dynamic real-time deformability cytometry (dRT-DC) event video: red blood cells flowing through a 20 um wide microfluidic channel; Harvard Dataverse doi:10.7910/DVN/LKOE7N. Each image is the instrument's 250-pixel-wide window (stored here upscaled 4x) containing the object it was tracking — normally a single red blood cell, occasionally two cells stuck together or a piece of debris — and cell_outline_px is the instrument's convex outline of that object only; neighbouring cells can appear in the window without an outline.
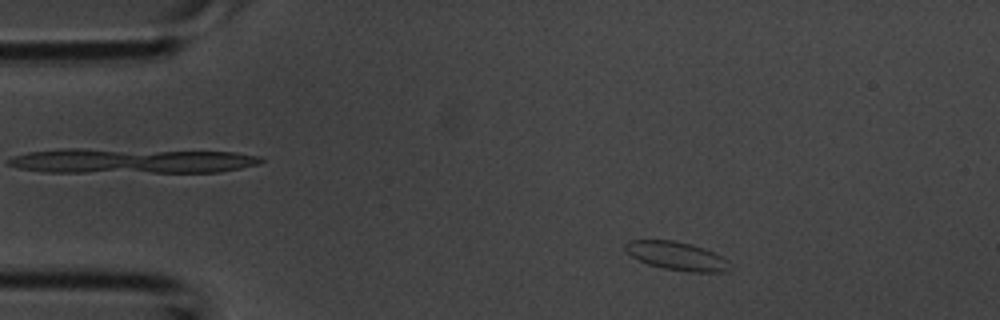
{"species": "common noctule bat (a hibernating species)", "species_latin": "Nyctalus noctula", "temperature_condition": "room temperature", "stored_images_in_passage": 39, "camera_frame_rate_fps": 3000, "um_per_image_px": 0.085, "animal": {"sex": "male", "body_mass_g": 20.1, "forearm_length_mm": 53.5}, "frame": {"image": 1, "passage_image": 4, "time_ms": 1.0, "image_size_px": [1000, 320], "cell_outline_px": [[732, 268], [724, 272], [688, 272], [664, 268], [648, 264], [624, 252], [624, 244], [628, 240], [676, 240], [692, 244], [704, 248], [728, 260]], "centroid_in_image_um": [57.51, 21.75], "position_along_channel_um": 27.5, "area_um2": 17.46}}
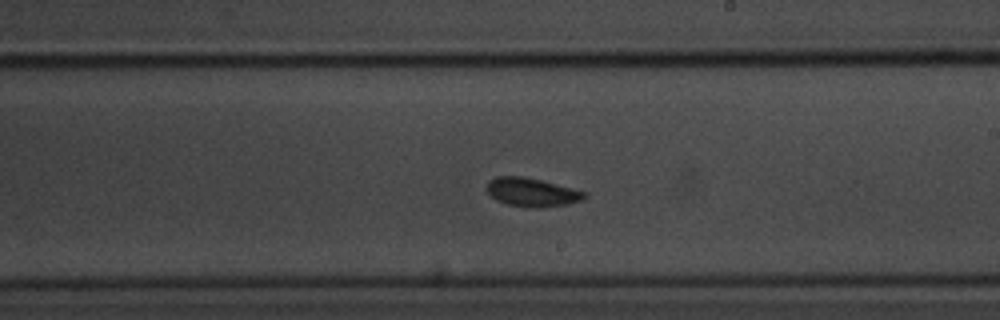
{"frame": {"image": 2, "passage_image": 21, "time_ms": 6.667, "image_size_px": [1000, 320], "cell_outline_px": [[588, 196], [584, 200], [568, 204], [540, 208], [532, 208], [508, 204], [496, 200], [484, 188], [488, 180], [496, 176], [524, 176], [588, 192]], "centroid_in_image_um": [45.22, 16.34], "position_along_channel_um": 243.8, "area_um2": 16.53}}
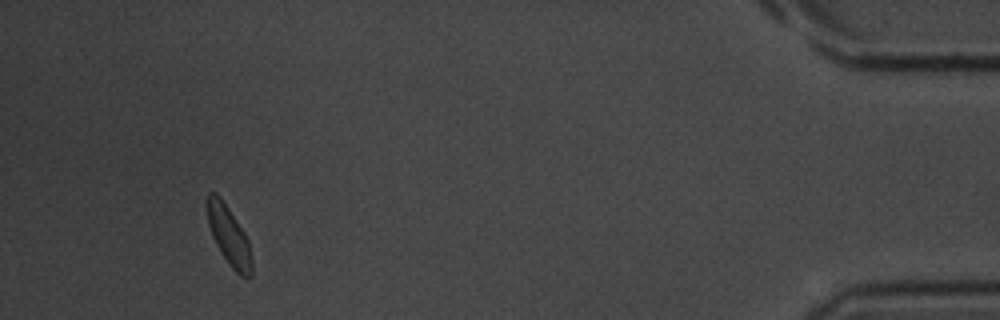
{"frame": {"image": 3, "passage_image": 36, "time_ms": 11.667, "image_size_px": [1000, 320], "cell_outline_px": [[252, 276], [248, 280], [240, 276], [232, 268], [220, 252], [212, 236], [208, 224], [208, 192], [216, 192], [220, 196], [244, 232], [248, 240], [252, 260]], "centroid_in_image_um": [19.49, 20.1], "position_along_channel_um": 415.7, "area_um2": 15.26}}